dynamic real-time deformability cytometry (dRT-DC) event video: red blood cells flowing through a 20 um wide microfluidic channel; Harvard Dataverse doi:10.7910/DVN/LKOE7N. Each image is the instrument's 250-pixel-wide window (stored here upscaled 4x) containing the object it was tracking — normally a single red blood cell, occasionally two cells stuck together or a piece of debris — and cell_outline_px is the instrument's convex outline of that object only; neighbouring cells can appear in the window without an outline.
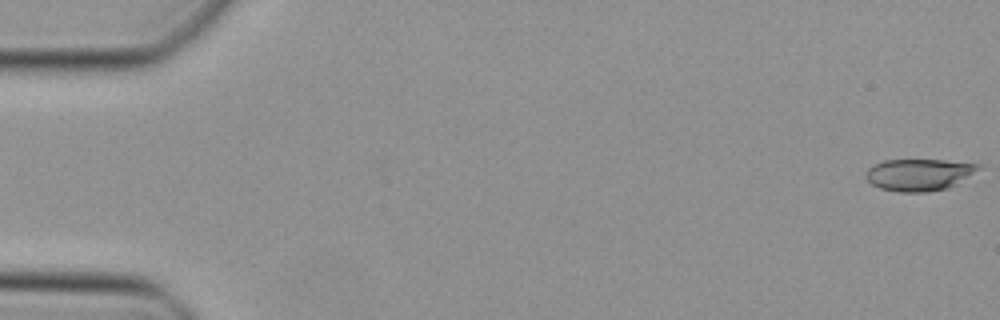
{"species": "Egyptian fruit bat (a non-hibernating species)", "species_latin": "Rousettus aegyptiacus", "temperature_condition": "cold", "stored_images_in_passage": 49, "camera_frame_rate_fps": 3000, "um_per_image_px": 0.085, "animal": {"sex": "female"}, "frame": {"image": 1, "passage_image": 1, "time_ms": 0.0, "image_size_px": [1000, 320], "cell_outline_px": [[984, 164], [980, 168], [956, 184], [948, 188], [928, 192], [900, 192], [880, 188], [872, 184], [868, 180], [868, 168], [872, 164], [884, 160], [944, 160]], "centroid_in_image_um": [78.14, 14.84], "position_along_channel_um": 6.9, "area_um2": 20.81}}
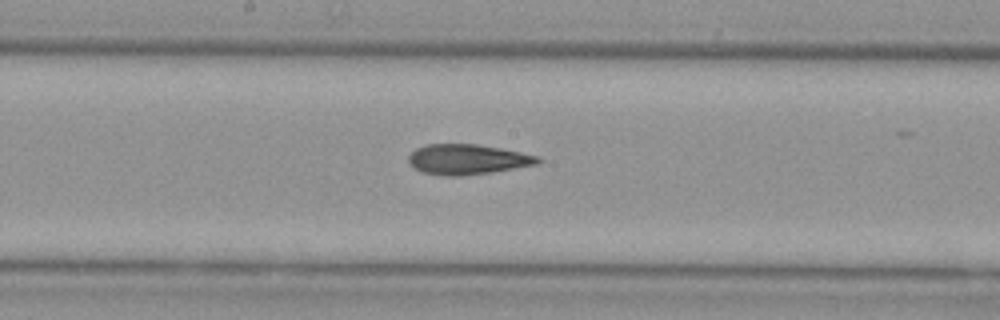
{"frame": {"image": 2, "passage_image": 26, "time_ms": 8.333, "image_size_px": [1000, 320], "cell_outline_px": [[544, 160], [540, 164], [492, 172], [460, 176], [444, 176], [420, 172], [408, 164], [408, 156], [416, 148], [424, 144], [476, 144], [500, 148], [520, 152], [536, 156]], "centroid_in_image_um": [39.71, 13.55], "position_along_channel_um": 208.5, "area_um2": 23.0}}
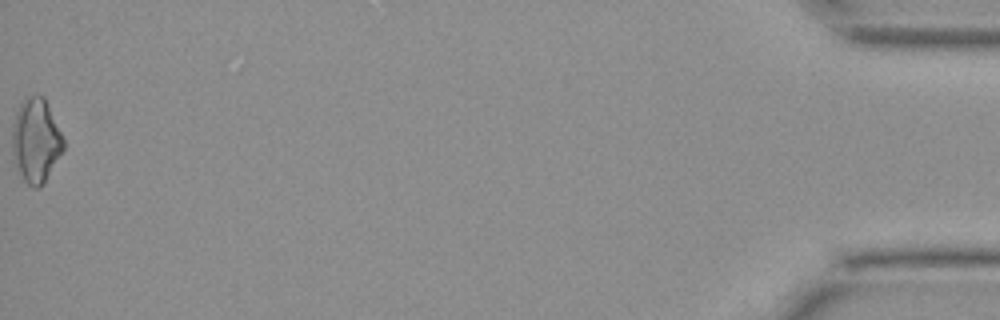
{"frame": {"image": 3, "passage_image": 49, "time_ms": 16.0, "image_size_px": [1000, 320], "cell_outline_px": [[64, 148], [44, 184], [36, 188], [32, 188], [24, 180], [12, 160], [12, 132], [16, 112], [20, 100], [24, 96], [44, 96], [64, 140]], "centroid_in_image_um": [3.03, 11.95], "position_along_channel_um": 432.2, "area_um2": 25.2}}